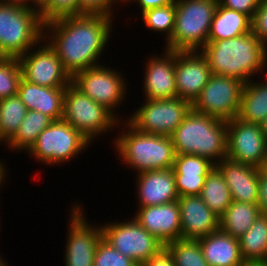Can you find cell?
<instances>
[{
	"instance_id": "cell-43",
	"label": "cell",
	"mask_w": 267,
	"mask_h": 266,
	"mask_svg": "<svg viewBox=\"0 0 267 266\" xmlns=\"http://www.w3.org/2000/svg\"><path fill=\"white\" fill-rule=\"evenodd\" d=\"M0 1L6 4H11V5H16V6L32 9L31 0H0Z\"/></svg>"
},
{
	"instance_id": "cell-24",
	"label": "cell",
	"mask_w": 267,
	"mask_h": 266,
	"mask_svg": "<svg viewBox=\"0 0 267 266\" xmlns=\"http://www.w3.org/2000/svg\"><path fill=\"white\" fill-rule=\"evenodd\" d=\"M209 266H244L239 239L219 229L198 239Z\"/></svg>"
},
{
	"instance_id": "cell-22",
	"label": "cell",
	"mask_w": 267,
	"mask_h": 266,
	"mask_svg": "<svg viewBox=\"0 0 267 266\" xmlns=\"http://www.w3.org/2000/svg\"><path fill=\"white\" fill-rule=\"evenodd\" d=\"M215 168L208 158L194 154H175L173 172L177 194L200 195L207 175Z\"/></svg>"
},
{
	"instance_id": "cell-15",
	"label": "cell",
	"mask_w": 267,
	"mask_h": 266,
	"mask_svg": "<svg viewBox=\"0 0 267 266\" xmlns=\"http://www.w3.org/2000/svg\"><path fill=\"white\" fill-rule=\"evenodd\" d=\"M267 157V141L260 124L234 118L227 121V158L260 168Z\"/></svg>"
},
{
	"instance_id": "cell-41",
	"label": "cell",
	"mask_w": 267,
	"mask_h": 266,
	"mask_svg": "<svg viewBox=\"0 0 267 266\" xmlns=\"http://www.w3.org/2000/svg\"><path fill=\"white\" fill-rule=\"evenodd\" d=\"M258 206L267 215V175L259 171Z\"/></svg>"
},
{
	"instance_id": "cell-11",
	"label": "cell",
	"mask_w": 267,
	"mask_h": 266,
	"mask_svg": "<svg viewBox=\"0 0 267 266\" xmlns=\"http://www.w3.org/2000/svg\"><path fill=\"white\" fill-rule=\"evenodd\" d=\"M100 224L103 238L118 252L134 260L139 266L158 254L165 245L144 229L133 217L127 221Z\"/></svg>"
},
{
	"instance_id": "cell-7",
	"label": "cell",
	"mask_w": 267,
	"mask_h": 266,
	"mask_svg": "<svg viewBox=\"0 0 267 266\" xmlns=\"http://www.w3.org/2000/svg\"><path fill=\"white\" fill-rule=\"evenodd\" d=\"M63 120L91 143L100 135L118 129L119 119L105 106L96 103L70 83L64 92ZM103 133V134H102Z\"/></svg>"
},
{
	"instance_id": "cell-49",
	"label": "cell",
	"mask_w": 267,
	"mask_h": 266,
	"mask_svg": "<svg viewBox=\"0 0 267 266\" xmlns=\"http://www.w3.org/2000/svg\"><path fill=\"white\" fill-rule=\"evenodd\" d=\"M7 261H4V259L1 257L0 254V266H9L8 263H6Z\"/></svg>"
},
{
	"instance_id": "cell-2",
	"label": "cell",
	"mask_w": 267,
	"mask_h": 266,
	"mask_svg": "<svg viewBox=\"0 0 267 266\" xmlns=\"http://www.w3.org/2000/svg\"><path fill=\"white\" fill-rule=\"evenodd\" d=\"M200 52L215 75L247 83L257 73L263 75L266 71L267 47L252 31L235 38L207 42Z\"/></svg>"
},
{
	"instance_id": "cell-34",
	"label": "cell",
	"mask_w": 267,
	"mask_h": 266,
	"mask_svg": "<svg viewBox=\"0 0 267 266\" xmlns=\"http://www.w3.org/2000/svg\"><path fill=\"white\" fill-rule=\"evenodd\" d=\"M22 69L20 61L16 57H0V99L16 95Z\"/></svg>"
},
{
	"instance_id": "cell-51",
	"label": "cell",
	"mask_w": 267,
	"mask_h": 266,
	"mask_svg": "<svg viewBox=\"0 0 267 266\" xmlns=\"http://www.w3.org/2000/svg\"><path fill=\"white\" fill-rule=\"evenodd\" d=\"M4 143V145H6V148H7V142L4 140V138L2 137L1 133H0V144L1 143Z\"/></svg>"
},
{
	"instance_id": "cell-47",
	"label": "cell",
	"mask_w": 267,
	"mask_h": 266,
	"mask_svg": "<svg viewBox=\"0 0 267 266\" xmlns=\"http://www.w3.org/2000/svg\"><path fill=\"white\" fill-rule=\"evenodd\" d=\"M260 170L265 174L267 175V157L265 158L262 166L260 167Z\"/></svg>"
},
{
	"instance_id": "cell-25",
	"label": "cell",
	"mask_w": 267,
	"mask_h": 266,
	"mask_svg": "<svg viewBox=\"0 0 267 266\" xmlns=\"http://www.w3.org/2000/svg\"><path fill=\"white\" fill-rule=\"evenodd\" d=\"M252 19L245 13L228 9L218 3L211 22L207 42L235 38L252 31Z\"/></svg>"
},
{
	"instance_id": "cell-35",
	"label": "cell",
	"mask_w": 267,
	"mask_h": 266,
	"mask_svg": "<svg viewBox=\"0 0 267 266\" xmlns=\"http://www.w3.org/2000/svg\"><path fill=\"white\" fill-rule=\"evenodd\" d=\"M93 266H139L134 260L118 252L103 237L99 241Z\"/></svg>"
},
{
	"instance_id": "cell-29",
	"label": "cell",
	"mask_w": 267,
	"mask_h": 266,
	"mask_svg": "<svg viewBox=\"0 0 267 266\" xmlns=\"http://www.w3.org/2000/svg\"><path fill=\"white\" fill-rule=\"evenodd\" d=\"M53 120L37 111H27L15 136L7 143L9 150L27 152L37 140L39 134L49 126Z\"/></svg>"
},
{
	"instance_id": "cell-40",
	"label": "cell",
	"mask_w": 267,
	"mask_h": 266,
	"mask_svg": "<svg viewBox=\"0 0 267 266\" xmlns=\"http://www.w3.org/2000/svg\"><path fill=\"white\" fill-rule=\"evenodd\" d=\"M140 266H175V264L171 254L164 247L158 254L154 255Z\"/></svg>"
},
{
	"instance_id": "cell-39",
	"label": "cell",
	"mask_w": 267,
	"mask_h": 266,
	"mask_svg": "<svg viewBox=\"0 0 267 266\" xmlns=\"http://www.w3.org/2000/svg\"><path fill=\"white\" fill-rule=\"evenodd\" d=\"M260 0H218V3L228 9L236 10L253 18Z\"/></svg>"
},
{
	"instance_id": "cell-48",
	"label": "cell",
	"mask_w": 267,
	"mask_h": 266,
	"mask_svg": "<svg viewBox=\"0 0 267 266\" xmlns=\"http://www.w3.org/2000/svg\"><path fill=\"white\" fill-rule=\"evenodd\" d=\"M244 266H264L262 262L257 263H245Z\"/></svg>"
},
{
	"instance_id": "cell-46",
	"label": "cell",
	"mask_w": 267,
	"mask_h": 266,
	"mask_svg": "<svg viewBox=\"0 0 267 266\" xmlns=\"http://www.w3.org/2000/svg\"><path fill=\"white\" fill-rule=\"evenodd\" d=\"M263 134L266 137V141H267V116L265 117V119L263 120V122L260 124Z\"/></svg>"
},
{
	"instance_id": "cell-50",
	"label": "cell",
	"mask_w": 267,
	"mask_h": 266,
	"mask_svg": "<svg viewBox=\"0 0 267 266\" xmlns=\"http://www.w3.org/2000/svg\"><path fill=\"white\" fill-rule=\"evenodd\" d=\"M130 1H131V0H117V2H118L119 4H120V3H121V4H122V3H123V4L125 3V5H126V4L128 5V4L130 3Z\"/></svg>"
},
{
	"instance_id": "cell-19",
	"label": "cell",
	"mask_w": 267,
	"mask_h": 266,
	"mask_svg": "<svg viewBox=\"0 0 267 266\" xmlns=\"http://www.w3.org/2000/svg\"><path fill=\"white\" fill-rule=\"evenodd\" d=\"M177 201L181 239L198 240L220 229V218L203 202L200 195L182 196Z\"/></svg>"
},
{
	"instance_id": "cell-12",
	"label": "cell",
	"mask_w": 267,
	"mask_h": 266,
	"mask_svg": "<svg viewBox=\"0 0 267 266\" xmlns=\"http://www.w3.org/2000/svg\"><path fill=\"white\" fill-rule=\"evenodd\" d=\"M243 85L237 78L212 74L192 103V109L221 120H232L239 114Z\"/></svg>"
},
{
	"instance_id": "cell-28",
	"label": "cell",
	"mask_w": 267,
	"mask_h": 266,
	"mask_svg": "<svg viewBox=\"0 0 267 266\" xmlns=\"http://www.w3.org/2000/svg\"><path fill=\"white\" fill-rule=\"evenodd\" d=\"M238 239L240 254L245 263L262 262L267 255V215L261 213Z\"/></svg>"
},
{
	"instance_id": "cell-32",
	"label": "cell",
	"mask_w": 267,
	"mask_h": 266,
	"mask_svg": "<svg viewBox=\"0 0 267 266\" xmlns=\"http://www.w3.org/2000/svg\"><path fill=\"white\" fill-rule=\"evenodd\" d=\"M175 266H209L198 240L178 239L165 245Z\"/></svg>"
},
{
	"instance_id": "cell-8",
	"label": "cell",
	"mask_w": 267,
	"mask_h": 266,
	"mask_svg": "<svg viewBox=\"0 0 267 266\" xmlns=\"http://www.w3.org/2000/svg\"><path fill=\"white\" fill-rule=\"evenodd\" d=\"M90 144L77 129L61 119L47 126L26 153L38 163L59 166L70 163L72 158L80 155Z\"/></svg>"
},
{
	"instance_id": "cell-23",
	"label": "cell",
	"mask_w": 267,
	"mask_h": 266,
	"mask_svg": "<svg viewBox=\"0 0 267 266\" xmlns=\"http://www.w3.org/2000/svg\"><path fill=\"white\" fill-rule=\"evenodd\" d=\"M66 88H51L20 81L17 95L28 111L41 112L53 121L63 118L64 92Z\"/></svg>"
},
{
	"instance_id": "cell-30",
	"label": "cell",
	"mask_w": 267,
	"mask_h": 266,
	"mask_svg": "<svg viewBox=\"0 0 267 266\" xmlns=\"http://www.w3.org/2000/svg\"><path fill=\"white\" fill-rule=\"evenodd\" d=\"M200 197L219 218L233 201L223 176L216 168L207 175Z\"/></svg>"
},
{
	"instance_id": "cell-16",
	"label": "cell",
	"mask_w": 267,
	"mask_h": 266,
	"mask_svg": "<svg viewBox=\"0 0 267 266\" xmlns=\"http://www.w3.org/2000/svg\"><path fill=\"white\" fill-rule=\"evenodd\" d=\"M211 75L207 59L200 51H175V82L179 98L193 103Z\"/></svg>"
},
{
	"instance_id": "cell-20",
	"label": "cell",
	"mask_w": 267,
	"mask_h": 266,
	"mask_svg": "<svg viewBox=\"0 0 267 266\" xmlns=\"http://www.w3.org/2000/svg\"><path fill=\"white\" fill-rule=\"evenodd\" d=\"M223 176L233 201L258 204L260 168L224 158L215 164Z\"/></svg>"
},
{
	"instance_id": "cell-4",
	"label": "cell",
	"mask_w": 267,
	"mask_h": 266,
	"mask_svg": "<svg viewBox=\"0 0 267 266\" xmlns=\"http://www.w3.org/2000/svg\"><path fill=\"white\" fill-rule=\"evenodd\" d=\"M175 154H194L215 164L227 158V121L192 109L172 133Z\"/></svg>"
},
{
	"instance_id": "cell-33",
	"label": "cell",
	"mask_w": 267,
	"mask_h": 266,
	"mask_svg": "<svg viewBox=\"0 0 267 266\" xmlns=\"http://www.w3.org/2000/svg\"><path fill=\"white\" fill-rule=\"evenodd\" d=\"M144 22L145 27L150 31L166 34L165 42H167L174 32L175 28V1L169 5L152 8L139 14Z\"/></svg>"
},
{
	"instance_id": "cell-10",
	"label": "cell",
	"mask_w": 267,
	"mask_h": 266,
	"mask_svg": "<svg viewBox=\"0 0 267 266\" xmlns=\"http://www.w3.org/2000/svg\"><path fill=\"white\" fill-rule=\"evenodd\" d=\"M191 110L192 103L179 97L145 99L125 120L139 132L171 136Z\"/></svg>"
},
{
	"instance_id": "cell-5",
	"label": "cell",
	"mask_w": 267,
	"mask_h": 266,
	"mask_svg": "<svg viewBox=\"0 0 267 266\" xmlns=\"http://www.w3.org/2000/svg\"><path fill=\"white\" fill-rule=\"evenodd\" d=\"M175 28L164 48L200 51L207 43L218 0H174Z\"/></svg>"
},
{
	"instance_id": "cell-26",
	"label": "cell",
	"mask_w": 267,
	"mask_h": 266,
	"mask_svg": "<svg viewBox=\"0 0 267 266\" xmlns=\"http://www.w3.org/2000/svg\"><path fill=\"white\" fill-rule=\"evenodd\" d=\"M264 75V81L253 79L243 85L237 118L244 122L261 124L267 116V71Z\"/></svg>"
},
{
	"instance_id": "cell-13",
	"label": "cell",
	"mask_w": 267,
	"mask_h": 266,
	"mask_svg": "<svg viewBox=\"0 0 267 266\" xmlns=\"http://www.w3.org/2000/svg\"><path fill=\"white\" fill-rule=\"evenodd\" d=\"M81 205L74 203L69 212L65 266H93L96 247L103 237L101 225L89 224Z\"/></svg>"
},
{
	"instance_id": "cell-27",
	"label": "cell",
	"mask_w": 267,
	"mask_h": 266,
	"mask_svg": "<svg viewBox=\"0 0 267 266\" xmlns=\"http://www.w3.org/2000/svg\"><path fill=\"white\" fill-rule=\"evenodd\" d=\"M261 213L258 204L232 201L220 217V229L235 238H240Z\"/></svg>"
},
{
	"instance_id": "cell-38",
	"label": "cell",
	"mask_w": 267,
	"mask_h": 266,
	"mask_svg": "<svg viewBox=\"0 0 267 266\" xmlns=\"http://www.w3.org/2000/svg\"><path fill=\"white\" fill-rule=\"evenodd\" d=\"M251 24L252 32L267 47V0H260Z\"/></svg>"
},
{
	"instance_id": "cell-44",
	"label": "cell",
	"mask_w": 267,
	"mask_h": 266,
	"mask_svg": "<svg viewBox=\"0 0 267 266\" xmlns=\"http://www.w3.org/2000/svg\"><path fill=\"white\" fill-rule=\"evenodd\" d=\"M50 1L51 0H31L32 9L40 13L50 3Z\"/></svg>"
},
{
	"instance_id": "cell-45",
	"label": "cell",
	"mask_w": 267,
	"mask_h": 266,
	"mask_svg": "<svg viewBox=\"0 0 267 266\" xmlns=\"http://www.w3.org/2000/svg\"><path fill=\"white\" fill-rule=\"evenodd\" d=\"M5 161H2V159L0 160V189H1V186L3 187V184L5 180V178H7L8 175H6V173L8 174V170L6 169V163H4Z\"/></svg>"
},
{
	"instance_id": "cell-31",
	"label": "cell",
	"mask_w": 267,
	"mask_h": 266,
	"mask_svg": "<svg viewBox=\"0 0 267 266\" xmlns=\"http://www.w3.org/2000/svg\"><path fill=\"white\" fill-rule=\"evenodd\" d=\"M27 111L17 94L0 99V133L7 143L17 133Z\"/></svg>"
},
{
	"instance_id": "cell-36",
	"label": "cell",
	"mask_w": 267,
	"mask_h": 266,
	"mask_svg": "<svg viewBox=\"0 0 267 266\" xmlns=\"http://www.w3.org/2000/svg\"><path fill=\"white\" fill-rule=\"evenodd\" d=\"M40 15L44 24L66 16H79V0H51Z\"/></svg>"
},
{
	"instance_id": "cell-1",
	"label": "cell",
	"mask_w": 267,
	"mask_h": 266,
	"mask_svg": "<svg viewBox=\"0 0 267 266\" xmlns=\"http://www.w3.org/2000/svg\"><path fill=\"white\" fill-rule=\"evenodd\" d=\"M114 19L105 15L83 14L44 24V39L55 50L71 78L84 69L102 64L100 56L111 39Z\"/></svg>"
},
{
	"instance_id": "cell-21",
	"label": "cell",
	"mask_w": 267,
	"mask_h": 266,
	"mask_svg": "<svg viewBox=\"0 0 267 266\" xmlns=\"http://www.w3.org/2000/svg\"><path fill=\"white\" fill-rule=\"evenodd\" d=\"M135 176L138 207L162 205L179 198L172 168L145 171Z\"/></svg>"
},
{
	"instance_id": "cell-17",
	"label": "cell",
	"mask_w": 267,
	"mask_h": 266,
	"mask_svg": "<svg viewBox=\"0 0 267 266\" xmlns=\"http://www.w3.org/2000/svg\"><path fill=\"white\" fill-rule=\"evenodd\" d=\"M159 55V56H158ZM143 70V94L145 99L176 98L175 51L164 49L162 55L148 57Z\"/></svg>"
},
{
	"instance_id": "cell-9",
	"label": "cell",
	"mask_w": 267,
	"mask_h": 266,
	"mask_svg": "<svg viewBox=\"0 0 267 266\" xmlns=\"http://www.w3.org/2000/svg\"><path fill=\"white\" fill-rule=\"evenodd\" d=\"M106 65L104 62L76 73L71 83L93 101L105 106L122 121V116L117 114L116 109H119L121 103L125 102L123 100L129 92L126 77L122 76V71H117L119 69Z\"/></svg>"
},
{
	"instance_id": "cell-6",
	"label": "cell",
	"mask_w": 267,
	"mask_h": 266,
	"mask_svg": "<svg viewBox=\"0 0 267 266\" xmlns=\"http://www.w3.org/2000/svg\"><path fill=\"white\" fill-rule=\"evenodd\" d=\"M44 38L38 11L0 1V57L24 55Z\"/></svg>"
},
{
	"instance_id": "cell-37",
	"label": "cell",
	"mask_w": 267,
	"mask_h": 266,
	"mask_svg": "<svg viewBox=\"0 0 267 266\" xmlns=\"http://www.w3.org/2000/svg\"><path fill=\"white\" fill-rule=\"evenodd\" d=\"M117 0H79V15H105L114 17ZM114 4V5H113Z\"/></svg>"
},
{
	"instance_id": "cell-14",
	"label": "cell",
	"mask_w": 267,
	"mask_h": 266,
	"mask_svg": "<svg viewBox=\"0 0 267 266\" xmlns=\"http://www.w3.org/2000/svg\"><path fill=\"white\" fill-rule=\"evenodd\" d=\"M18 59L22 78L29 83L51 88H66L71 83V76L63 68L55 50L44 38Z\"/></svg>"
},
{
	"instance_id": "cell-3",
	"label": "cell",
	"mask_w": 267,
	"mask_h": 266,
	"mask_svg": "<svg viewBox=\"0 0 267 266\" xmlns=\"http://www.w3.org/2000/svg\"><path fill=\"white\" fill-rule=\"evenodd\" d=\"M121 125L123 130L112 142L122 164L133 168L135 174L173 168L175 150L171 136L139 132L127 121L120 120L117 126Z\"/></svg>"
},
{
	"instance_id": "cell-52",
	"label": "cell",
	"mask_w": 267,
	"mask_h": 266,
	"mask_svg": "<svg viewBox=\"0 0 267 266\" xmlns=\"http://www.w3.org/2000/svg\"><path fill=\"white\" fill-rule=\"evenodd\" d=\"M262 263H263L264 266H267V255H266L265 258L263 259Z\"/></svg>"
},
{
	"instance_id": "cell-42",
	"label": "cell",
	"mask_w": 267,
	"mask_h": 266,
	"mask_svg": "<svg viewBox=\"0 0 267 266\" xmlns=\"http://www.w3.org/2000/svg\"><path fill=\"white\" fill-rule=\"evenodd\" d=\"M173 0H131L130 2L133 4L135 2L138 7H140V13L145 12L146 10L162 7L169 5Z\"/></svg>"
},
{
	"instance_id": "cell-18",
	"label": "cell",
	"mask_w": 267,
	"mask_h": 266,
	"mask_svg": "<svg viewBox=\"0 0 267 266\" xmlns=\"http://www.w3.org/2000/svg\"><path fill=\"white\" fill-rule=\"evenodd\" d=\"M137 211L133 216L135 220L164 245L181 238L178 201L139 207Z\"/></svg>"
}]
</instances>
